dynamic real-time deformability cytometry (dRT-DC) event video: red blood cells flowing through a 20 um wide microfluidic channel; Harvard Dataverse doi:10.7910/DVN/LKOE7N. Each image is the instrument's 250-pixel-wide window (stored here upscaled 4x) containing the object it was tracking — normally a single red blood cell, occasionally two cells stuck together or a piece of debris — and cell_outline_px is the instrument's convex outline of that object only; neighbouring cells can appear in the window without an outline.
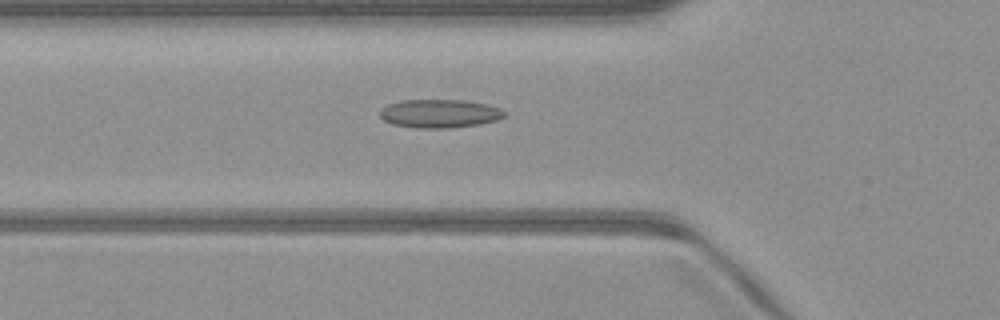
{"species": "common noctule bat (a hibernating species)", "species_latin": "Nyctalus noctula", "temperature_condition": "warm", "stored_images_in_passage": 37, "camera_frame_rate_fps": 3000, "um_per_image_px": 0.085, "animal": {"sex": "male", "body_mass_g": 23.1, "forearm_length_mm": 52.7}, "frame": {"image": 1, "passage_image": 4, "time_ms": 1.0, "image_size_px": [1000, 320], "cell_outline_px": [[508, 112], [504, 116], [496, 120], [480, 124], [448, 128], [416, 128], [392, 124], [384, 120], [380, 116], [380, 108], [388, 104], [400, 100], [464, 100], [488, 104], [500, 108]], "centroid_in_image_um": [37.37, 9.65], "position_along_channel_um": 88.4, "area_um2": 20.81}}
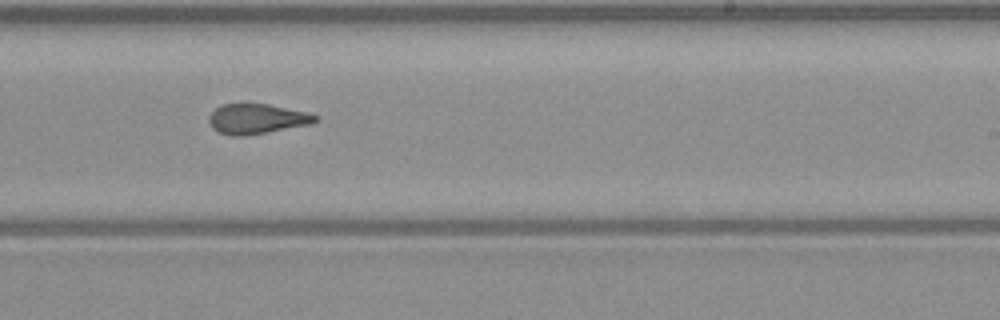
{"frame": {"image": 2, "passage_image": 17, "time_ms": 5.333, "image_size_px": [1000, 320], "cell_outline_px": [[320, 120], [312, 124], [268, 132], [244, 136], [232, 136], [220, 132], [212, 128], [208, 120], [208, 116], [216, 108], [224, 104], [268, 104], [308, 112], [316, 116]], "centroid_in_image_um": [21.85, 10.11], "position_along_channel_um": 267.2, "area_um2": 18.61}}
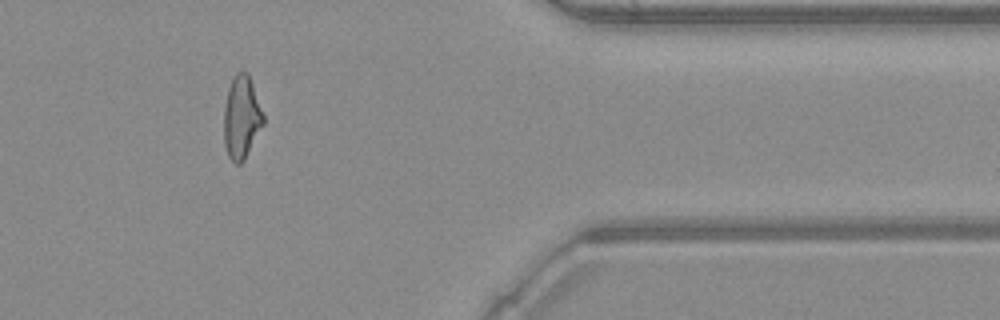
{"frame": {"image": 3, "passage_image": 28, "time_ms": 9.0, "image_size_px": [1000, 320], "cell_outline_px": [[264, 124], [244, 160], [240, 164], [236, 164], [228, 156], [224, 144], [224, 108], [228, 88], [232, 76], [236, 72], [248, 72], [264, 116]], "centroid_in_image_um": [20.52, 9.97], "position_along_channel_um": 390.9, "area_um2": 19.07}, "authors_computed_cell_mechanics": {"area_um2": 19.1318, "velocity_mm_per_s": 4.1082, "shape_relaxation_time_tau1_ms": null, "shape_relaxation_time_tau2_ms": 1.6695, "deformation_change_tau1": null, "deformation_change_tau2": 0.0899}}